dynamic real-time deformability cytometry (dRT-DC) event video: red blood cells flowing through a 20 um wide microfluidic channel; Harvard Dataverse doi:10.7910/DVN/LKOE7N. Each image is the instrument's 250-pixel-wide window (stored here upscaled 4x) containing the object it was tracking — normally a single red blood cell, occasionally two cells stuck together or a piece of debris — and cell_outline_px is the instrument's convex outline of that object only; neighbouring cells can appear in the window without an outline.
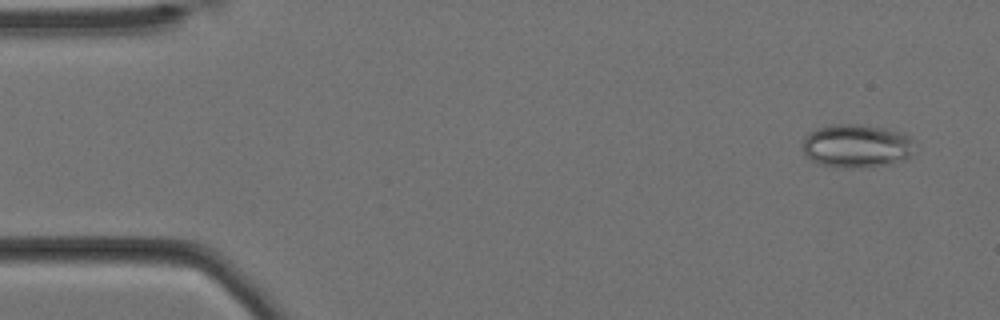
{"species": "Egyptian fruit bat (a non-hibernating species)", "species_latin": "Rousettus aegyptiacus", "temperature_condition": "cold", "stored_images_in_passage": 58, "camera_frame_rate_fps": 3000, "um_per_image_px": 0.085, "animal": {"sex": "female"}, "frame": {"image": 1, "passage_image": 4, "time_ms": 1.0, "image_size_px": [1000, 320], "cell_outline_px": [[912, 140], [908, 156], [904, 160], [892, 164], [872, 168], [832, 168], [820, 164], [812, 160], [804, 152], [804, 136], [808, 132], [816, 128], [832, 124], [860, 124], [884, 128], [904, 132]], "centroid_in_image_um": [72.78, 12.42], "position_along_channel_um": 12.2, "area_um2": 28.67}}
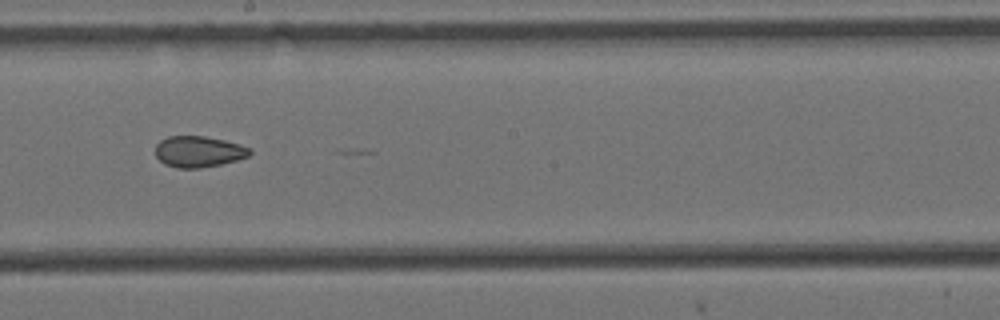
{"frame": {"image": 2, "passage_image": 32, "time_ms": 10.333, "image_size_px": [1000, 320], "cell_outline_px": [[252, 152], [248, 156], [236, 160], [220, 164], [200, 168], [176, 168], [164, 164], [156, 156], [156, 144], [160, 140], [168, 136], [204, 136], [224, 140], [240, 144], [252, 148]], "centroid_in_image_um": [16.88, 12.88], "position_along_channel_um": 231.3, "area_um2": 17.17}}
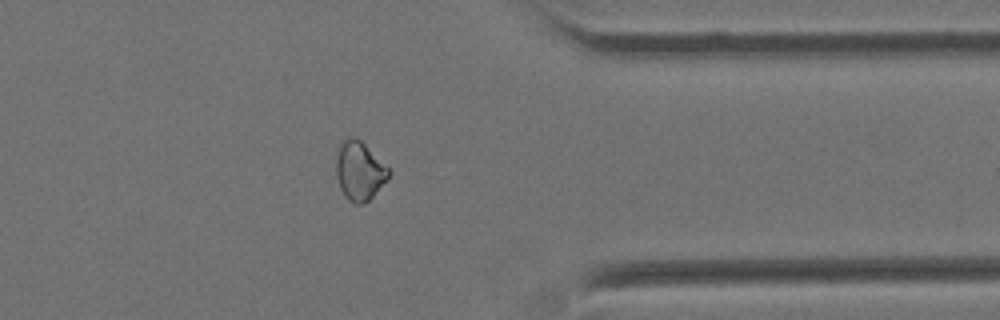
{"frame": {"image": 3, "passage_image": 46, "time_ms": 15.0, "image_size_px": [1000, 320], "cell_outline_px": [[392, 172], [388, 180], [364, 204], [356, 204], [348, 200], [344, 196], [340, 188], [336, 176], [336, 160], [340, 144], [348, 136], [356, 136]], "centroid_in_image_um": [30.55, 14.54], "position_along_channel_um": 380.9, "area_um2": 17.98}, "authors_computed_cell_mechanics": {"area_um2": 19.2474, "velocity_mm_per_s": 3.4645, "shape_relaxation_time_tau1_ms": null, "shape_relaxation_time_tau2_ms": 3.924, "deformation_change_tau1": null, "deformation_change_tau2": 0.0849}}